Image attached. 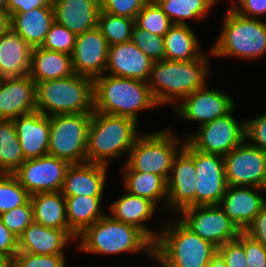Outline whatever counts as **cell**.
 Instances as JSON below:
<instances>
[{
    "instance_id": "cell-39",
    "label": "cell",
    "mask_w": 266,
    "mask_h": 267,
    "mask_svg": "<svg viewBox=\"0 0 266 267\" xmlns=\"http://www.w3.org/2000/svg\"><path fill=\"white\" fill-rule=\"evenodd\" d=\"M76 35L57 22H53L40 47L47 50L64 52L72 55Z\"/></svg>"
},
{
    "instance_id": "cell-3",
    "label": "cell",
    "mask_w": 266,
    "mask_h": 267,
    "mask_svg": "<svg viewBox=\"0 0 266 267\" xmlns=\"http://www.w3.org/2000/svg\"><path fill=\"white\" fill-rule=\"evenodd\" d=\"M94 111L138 122L140 111L156 108L146 81L103 74L93 80ZM139 112V113H138Z\"/></svg>"
},
{
    "instance_id": "cell-21",
    "label": "cell",
    "mask_w": 266,
    "mask_h": 267,
    "mask_svg": "<svg viewBox=\"0 0 266 267\" xmlns=\"http://www.w3.org/2000/svg\"><path fill=\"white\" fill-rule=\"evenodd\" d=\"M76 240L69 230L47 228L33 222L18 237V252L39 255L65 254V247H70Z\"/></svg>"
},
{
    "instance_id": "cell-31",
    "label": "cell",
    "mask_w": 266,
    "mask_h": 267,
    "mask_svg": "<svg viewBox=\"0 0 266 267\" xmlns=\"http://www.w3.org/2000/svg\"><path fill=\"white\" fill-rule=\"evenodd\" d=\"M69 231L77 238L88 226L101 219L105 213L100 208L102 197L64 196Z\"/></svg>"
},
{
    "instance_id": "cell-7",
    "label": "cell",
    "mask_w": 266,
    "mask_h": 267,
    "mask_svg": "<svg viewBox=\"0 0 266 267\" xmlns=\"http://www.w3.org/2000/svg\"><path fill=\"white\" fill-rule=\"evenodd\" d=\"M36 109L46 116L92 113L93 80L74 73L63 79L37 82Z\"/></svg>"
},
{
    "instance_id": "cell-54",
    "label": "cell",
    "mask_w": 266,
    "mask_h": 267,
    "mask_svg": "<svg viewBox=\"0 0 266 267\" xmlns=\"http://www.w3.org/2000/svg\"><path fill=\"white\" fill-rule=\"evenodd\" d=\"M211 7H215L218 0H206ZM231 1V0H229ZM233 1V0H232ZM215 5V6H214Z\"/></svg>"
},
{
    "instance_id": "cell-51",
    "label": "cell",
    "mask_w": 266,
    "mask_h": 267,
    "mask_svg": "<svg viewBox=\"0 0 266 267\" xmlns=\"http://www.w3.org/2000/svg\"><path fill=\"white\" fill-rule=\"evenodd\" d=\"M206 267H227V265L221 255L217 252Z\"/></svg>"
},
{
    "instance_id": "cell-52",
    "label": "cell",
    "mask_w": 266,
    "mask_h": 267,
    "mask_svg": "<svg viewBox=\"0 0 266 267\" xmlns=\"http://www.w3.org/2000/svg\"><path fill=\"white\" fill-rule=\"evenodd\" d=\"M0 267H13V259L0 256Z\"/></svg>"
},
{
    "instance_id": "cell-45",
    "label": "cell",
    "mask_w": 266,
    "mask_h": 267,
    "mask_svg": "<svg viewBox=\"0 0 266 267\" xmlns=\"http://www.w3.org/2000/svg\"><path fill=\"white\" fill-rule=\"evenodd\" d=\"M227 267H248L244 247L237 241L226 242L217 248Z\"/></svg>"
},
{
    "instance_id": "cell-20",
    "label": "cell",
    "mask_w": 266,
    "mask_h": 267,
    "mask_svg": "<svg viewBox=\"0 0 266 267\" xmlns=\"http://www.w3.org/2000/svg\"><path fill=\"white\" fill-rule=\"evenodd\" d=\"M153 61L132 41L109 46L105 74L147 81Z\"/></svg>"
},
{
    "instance_id": "cell-15",
    "label": "cell",
    "mask_w": 266,
    "mask_h": 267,
    "mask_svg": "<svg viewBox=\"0 0 266 267\" xmlns=\"http://www.w3.org/2000/svg\"><path fill=\"white\" fill-rule=\"evenodd\" d=\"M235 106L230 94L205 85L187 95L173 109L184 121H195L201 126L227 114Z\"/></svg>"
},
{
    "instance_id": "cell-17",
    "label": "cell",
    "mask_w": 266,
    "mask_h": 267,
    "mask_svg": "<svg viewBox=\"0 0 266 267\" xmlns=\"http://www.w3.org/2000/svg\"><path fill=\"white\" fill-rule=\"evenodd\" d=\"M109 44L96 27L76 35L74 51L71 55L75 74L94 80L105 73Z\"/></svg>"
},
{
    "instance_id": "cell-46",
    "label": "cell",
    "mask_w": 266,
    "mask_h": 267,
    "mask_svg": "<svg viewBox=\"0 0 266 267\" xmlns=\"http://www.w3.org/2000/svg\"><path fill=\"white\" fill-rule=\"evenodd\" d=\"M231 3L229 8L244 17L260 19L266 15V0H233Z\"/></svg>"
},
{
    "instance_id": "cell-11",
    "label": "cell",
    "mask_w": 266,
    "mask_h": 267,
    "mask_svg": "<svg viewBox=\"0 0 266 267\" xmlns=\"http://www.w3.org/2000/svg\"><path fill=\"white\" fill-rule=\"evenodd\" d=\"M235 108L199 126L195 134H187L185 141L201 152L225 156L245 140V121L235 119L232 115Z\"/></svg>"
},
{
    "instance_id": "cell-23",
    "label": "cell",
    "mask_w": 266,
    "mask_h": 267,
    "mask_svg": "<svg viewBox=\"0 0 266 267\" xmlns=\"http://www.w3.org/2000/svg\"><path fill=\"white\" fill-rule=\"evenodd\" d=\"M109 167L89 162L71 164L66 171L61 193L63 196L103 197Z\"/></svg>"
},
{
    "instance_id": "cell-47",
    "label": "cell",
    "mask_w": 266,
    "mask_h": 267,
    "mask_svg": "<svg viewBox=\"0 0 266 267\" xmlns=\"http://www.w3.org/2000/svg\"><path fill=\"white\" fill-rule=\"evenodd\" d=\"M18 252V238L3 224L0 218V256L13 259Z\"/></svg>"
},
{
    "instance_id": "cell-53",
    "label": "cell",
    "mask_w": 266,
    "mask_h": 267,
    "mask_svg": "<svg viewBox=\"0 0 266 267\" xmlns=\"http://www.w3.org/2000/svg\"><path fill=\"white\" fill-rule=\"evenodd\" d=\"M7 0H0V11L6 12Z\"/></svg>"
},
{
    "instance_id": "cell-12",
    "label": "cell",
    "mask_w": 266,
    "mask_h": 267,
    "mask_svg": "<svg viewBox=\"0 0 266 267\" xmlns=\"http://www.w3.org/2000/svg\"><path fill=\"white\" fill-rule=\"evenodd\" d=\"M223 159L227 185L266 189V151L244 140Z\"/></svg>"
},
{
    "instance_id": "cell-13",
    "label": "cell",
    "mask_w": 266,
    "mask_h": 267,
    "mask_svg": "<svg viewBox=\"0 0 266 267\" xmlns=\"http://www.w3.org/2000/svg\"><path fill=\"white\" fill-rule=\"evenodd\" d=\"M71 164L61 158L46 155L26 159L12 174L29 195L61 191L65 174Z\"/></svg>"
},
{
    "instance_id": "cell-32",
    "label": "cell",
    "mask_w": 266,
    "mask_h": 267,
    "mask_svg": "<svg viewBox=\"0 0 266 267\" xmlns=\"http://www.w3.org/2000/svg\"><path fill=\"white\" fill-rule=\"evenodd\" d=\"M123 187L130 194L145 197L157 206L163 202L167 206V181L156 174L148 172L124 171ZM158 203V204H157Z\"/></svg>"
},
{
    "instance_id": "cell-30",
    "label": "cell",
    "mask_w": 266,
    "mask_h": 267,
    "mask_svg": "<svg viewBox=\"0 0 266 267\" xmlns=\"http://www.w3.org/2000/svg\"><path fill=\"white\" fill-rule=\"evenodd\" d=\"M165 59L169 61H192L204 53L201 44L189 24H173L163 36Z\"/></svg>"
},
{
    "instance_id": "cell-24",
    "label": "cell",
    "mask_w": 266,
    "mask_h": 267,
    "mask_svg": "<svg viewBox=\"0 0 266 267\" xmlns=\"http://www.w3.org/2000/svg\"><path fill=\"white\" fill-rule=\"evenodd\" d=\"M126 193L109 205L110 216L115 220L124 222L140 229L153 243L157 240L159 232L147 228L144 224L155 215L157 206L151 200Z\"/></svg>"
},
{
    "instance_id": "cell-37",
    "label": "cell",
    "mask_w": 266,
    "mask_h": 267,
    "mask_svg": "<svg viewBox=\"0 0 266 267\" xmlns=\"http://www.w3.org/2000/svg\"><path fill=\"white\" fill-rule=\"evenodd\" d=\"M29 199V193L13 174L0 173V215L25 204Z\"/></svg>"
},
{
    "instance_id": "cell-42",
    "label": "cell",
    "mask_w": 266,
    "mask_h": 267,
    "mask_svg": "<svg viewBox=\"0 0 266 267\" xmlns=\"http://www.w3.org/2000/svg\"><path fill=\"white\" fill-rule=\"evenodd\" d=\"M149 0H97L100 10L108 14L135 19Z\"/></svg>"
},
{
    "instance_id": "cell-28",
    "label": "cell",
    "mask_w": 266,
    "mask_h": 267,
    "mask_svg": "<svg viewBox=\"0 0 266 267\" xmlns=\"http://www.w3.org/2000/svg\"><path fill=\"white\" fill-rule=\"evenodd\" d=\"M71 55L34 47L31 52L29 76L37 83L45 80H57L73 75Z\"/></svg>"
},
{
    "instance_id": "cell-10",
    "label": "cell",
    "mask_w": 266,
    "mask_h": 267,
    "mask_svg": "<svg viewBox=\"0 0 266 267\" xmlns=\"http://www.w3.org/2000/svg\"><path fill=\"white\" fill-rule=\"evenodd\" d=\"M177 215L188 229L217 248L242 233L219 205L187 207Z\"/></svg>"
},
{
    "instance_id": "cell-6",
    "label": "cell",
    "mask_w": 266,
    "mask_h": 267,
    "mask_svg": "<svg viewBox=\"0 0 266 267\" xmlns=\"http://www.w3.org/2000/svg\"><path fill=\"white\" fill-rule=\"evenodd\" d=\"M220 35L210 48L212 56L260 59L266 53V21L244 17L227 8Z\"/></svg>"
},
{
    "instance_id": "cell-18",
    "label": "cell",
    "mask_w": 266,
    "mask_h": 267,
    "mask_svg": "<svg viewBox=\"0 0 266 267\" xmlns=\"http://www.w3.org/2000/svg\"><path fill=\"white\" fill-rule=\"evenodd\" d=\"M264 191L266 189L259 187L228 185L219 206L235 225L244 232L259 211L266 205V199L262 197Z\"/></svg>"
},
{
    "instance_id": "cell-2",
    "label": "cell",
    "mask_w": 266,
    "mask_h": 267,
    "mask_svg": "<svg viewBox=\"0 0 266 267\" xmlns=\"http://www.w3.org/2000/svg\"><path fill=\"white\" fill-rule=\"evenodd\" d=\"M76 242L78 250L87 254L115 256L124 252H143L154 260V243L137 227L115 220L108 214L88 226Z\"/></svg>"
},
{
    "instance_id": "cell-41",
    "label": "cell",
    "mask_w": 266,
    "mask_h": 267,
    "mask_svg": "<svg viewBox=\"0 0 266 267\" xmlns=\"http://www.w3.org/2000/svg\"><path fill=\"white\" fill-rule=\"evenodd\" d=\"M65 255H39L17 252L13 258V267H67Z\"/></svg>"
},
{
    "instance_id": "cell-43",
    "label": "cell",
    "mask_w": 266,
    "mask_h": 267,
    "mask_svg": "<svg viewBox=\"0 0 266 267\" xmlns=\"http://www.w3.org/2000/svg\"><path fill=\"white\" fill-rule=\"evenodd\" d=\"M247 119L244 120L245 140L250 145L266 151V112L262 115ZM249 141H251V143Z\"/></svg>"
},
{
    "instance_id": "cell-16",
    "label": "cell",
    "mask_w": 266,
    "mask_h": 267,
    "mask_svg": "<svg viewBox=\"0 0 266 267\" xmlns=\"http://www.w3.org/2000/svg\"><path fill=\"white\" fill-rule=\"evenodd\" d=\"M195 170V206L219 205L228 186L223 156L195 149Z\"/></svg>"
},
{
    "instance_id": "cell-35",
    "label": "cell",
    "mask_w": 266,
    "mask_h": 267,
    "mask_svg": "<svg viewBox=\"0 0 266 267\" xmlns=\"http://www.w3.org/2000/svg\"><path fill=\"white\" fill-rule=\"evenodd\" d=\"M135 19L108 14L100 10L97 28L106 38L109 46L132 40Z\"/></svg>"
},
{
    "instance_id": "cell-19",
    "label": "cell",
    "mask_w": 266,
    "mask_h": 267,
    "mask_svg": "<svg viewBox=\"0 0 266 267\" xmlns=\"http://www.w3.org/2000/svg\"><path fill=\"white\" fill-rule=\"evenodd\" d=\"M34 111L36 83L29 75L0 79V119L12 120Z\"/></svg>"
},
{
    "instance_id": "cell-44",
    "label": "cell",
    "mask_w": 266,
    "mask_h": 267,
    "mask_svg": "<svg viewBox=\"0 0 266 267\" xmlns=\"http://www.w3.org/2000/svg\"><path fill=\"white\" fill-rule=\"evenodd\" d=\"M243 247L248 267H266V247L242 232L236 239Z\"/></svg>"
},
{
    "instance_id": "cell-48",
    "label": "cell",
    "mask_w": 266,
    "mask_h": 267,
    "mask_svg": "<svg viewBox=\"0 0 266 267\" xmlns=\"http://www.w3.org/2000/svg\"><path fill=\"white\" fill-rule=\"evenodd\" d=\"M244 233L266 247V205L259 211Z\"/></svg>"
},
{
    "instance_id": "cell-25",
    "label": "cell",
    "mask_w": 266,
    "mask_h": 267,
    "mask_svg": "<svg viewBox=\"0 0 266 267\" xmlns=\"http://www.w3.org/2000/svg\"><path fill=\"white\" fill-rule=\"evenodd\" d=\"M52 7L54 21L75 35L97 27L100 12L97 0H55Z\"/></svg>"
},
{
    "instance_id": "cell-38",
    "label": "cell",
    "mask_w": 266,
    "mask_h": 267,
    "mask_svg": "<svg viewBox=\"0 0 266 267\" xmlns=\"http://www.w3.org/2000/svg\"><path fill=\"white\" fill-rule=\"evenodd\" d=\"M153 62L165 59V44L163 36L152 34L140 29L136 24L132 30L131 40Z\"/></svg>"
},
{
    "instance_id": "cell-34",
    "label": "cell",
    "mask_w": 266,
    "mask_h": 267,
    "mask_svg": "<svg viewBox=\"0 0 266 267\" xmlns=\"http://www.w3.org/2000/svg\"><path fill=\"white\" fill-rule=\"evenodd\" d=\"M172 24L187 25L186 20L205 19L212 8L206 0H154ZM209 10V11H208Z\"/></svg>"
},
{
    "instance_id": "cell-9",
    "label": "cell",
    "mask_w": 266,
    "mask_h": 267,
    "mask_svg": "<svg viewBox=\"0 0 266 267\" xmlns=\"http://www.w3.org/2000/svg\"><path fill=\"white\" fill-rule=\"evenodd\" d=\"M92 113L49 116L50 137L48 155L70 164L87 162L86 146Z\"/></svg>"
},
{
    "instance_id": "cell-22",
    "label": "cell",
    "mask_w": 266,
    "mask_h": 267,
    "mask_svg": "<svg viewBox=\"0 0 266 267\" xmlns=\"http://www.w3.org/2000/svg\"><path fill=\"white\" fill-rule=\"evenodd\" d=\"M12 121L25 160L48 155L49 116L34 111L14 118Z\"/></svg>"
},
{
    "instance_id": "cell-33",
    "label": "cell",
    "mask_w": 266,
    "mask_h": 267,
    "mask_svg": "<svg viewBox=\"0 0 266 267\" xmlns=\"http://www.w3.org/2000/svg\"><path fill=\"white\" fill-rule=\"evenodd\" d=\"M24 161L13 121L0 119V173L12 174Z\"/></svg>"
},
{
    "instance_id": "cell-29",
    "label": "cell",
    "mask_w": 266,
    "mask_h": 267,
    "mask_svg": "<svg viewBox=\"0 0 266 267\" xmlns=\"http://www.w3.org/2000/svg\"><path fill=\"white\" fill-rule=\"evenodd\" d=\"M30 202L35 223L47 228L69 230L66 201L61 191L31 195Z\"/></svg>"
},
{
    "instance_id": "cell-36",
    "label": "cell",
    "mask_w": 266,
    "mask_h": 267,
    "mask_svg": "<svg viewBox=\"0 0 266 267\" xmlns=\"http://www.w3.org/2000/svg\"><path fill=\"white\" fill-rule=\"evenodd\" d=\"M135 24L143 30L164 36L173 25L169 17L154 0H149L135 18Z\"/></svg>"
},
{
    "instance_id": "cell-4",
    "label": "cell",
    "mask_w": 266,
    "mask_h": 267,
    "mask_svg": "<svg viewBox=\"0 0 266 267\" xmlns=\"http://www.w3.org/2000/svg\"><path fill=\"white\" fill-rule=\"evenodd\" d=\"M216 253L217 247L178 218L165 222L154 243V261L160 267H206Z\"/></svg>"
},
{
    "instance_id": "cell-27",
    "label": "cell",
    "mask_w": 266,
    "mask_h": 267,
    "mask_svg": "<svg viewBox=\"0 0 266 267\" xmlns=\"http://www.w3.org/2000/svg\"><path fill=\"white\" fill-rule=\"evenodd\" d=\"M53 22V7L34 8L10 16L11 30L32 48L42 45Z\"/></svg>"
},
{
    "instance_id": "cell-5",
    "label": "cell",
    "mask_w": 266,
    "mask_h": 267,
    "mask_svg": "<svg viewBox=\"0 0 266 267\" xmlns=\"http://www.w3.org/2000/svg\"><path fill=\"white\" fill-rule=\"evenodd\" d=\"M138 127L133 119L93 111L87 134V162L110 166L109 160L128 157L141 134Z\"/></svg>"
},
{
    "instance_id": "cell-14",
    "label": "cell",
    "mask_w": 266,
    "mask_h": 267,
    "mask_svg": "<svg viewBox=\"0 0 266 267\" xmlns=\"http://www.w3.org/2000/svg\"><path fill=\"white\" fill-rule=\"evenodd\" d=\"M195 176V149L185 141L183 149L174 158L167 181L168 211L176 215L184 208L195 206Z\"/></svg>"
},
{
    "instance_id": "cell-50",
    "label": "cell",
    "mask_w": 266,
    "mask_h": 267,
    "mask_svg": "<svg viewBox=\"0 0 266 267\" xmlns=\"http://www.w3.org/2000/svg\"><path fill=\"white\" fill-rule=\"evenodd\" d=\"M11 29L10 15L0 11V37Z\"/></svg>"
},
{
    "instance_id": "cell-1",
    "label": "cell",
    "mask_w": 266,
    "mask_h": 267,
    "mask_svg": "<svg viewBox=\"0 0 266 267\" xmlns=\"http://www.w3.org/2000/svg\"><path fill=\"white\" fill-rule=\"evenodd\" d=\"M204 53L192 61H155L147 85L158 106L177 105L187 95L204 87L209 77V58Z\"/></svg>"
},
{
    "instance_id": "cell-49",
    "label": "cell",
    "mask_w": 266,
    "mask_h": 267,
    "mask_svg": "<svg viewBox=\"0 0 266 267\" xmlns=\"http://www.w3.org/2000/svg\"><path fill=\"white\" fill-rule=\"evenodd\" d=\"M40 7H52V3L49 0H7L6 12L11 16Z\"/></svg>"
},
{
    "instance_id": "cell-40",
    "label": "cell",
    "mask_w": 266,
    "mask_h": 267,
    "mask_svg": "<svg viewBox=\"0 0 266 267\" xmlns=\"http://www.w3.org/2000/svg\"><path fill=\"white\" fill-rule=\"evenodd\" d=\"M3 224L18 238L34 222L30 199L23 205L0 215Z\"/></svg>"
},
{
    "instance_id": "cell-26",
    "label": "cell",
    "mask_w": 266,
    "mask_h": 267,
    "mask_svg": "<svg viewBox=\"0 0 266 267\" xmlns=\"http://www.w3.org/2000/svg\"><path fill=\"white\" fill-rule=\"evenodd\" d=\"M32 47L11 29L0 37V79L29 74Z\"/></svg>"
},
{
    "instance_id": "cell-8",
    "label": "cell",
    "mask_w": 266,
    "mask_h": 267,
    "mask_svg": "<svg viewBox=\"0 0 266 267\" xmlns=\"http://www.w3.org/2000/svg\"><path fill=\"white\" fill-rule=\"evenodd\" d=\"M155 132V133H154ZM141 133L130 149L122 171L148 172L168 181L174 158L183 149L185 141H180L171 130Z\"/></svg>"
}]
</instances>
